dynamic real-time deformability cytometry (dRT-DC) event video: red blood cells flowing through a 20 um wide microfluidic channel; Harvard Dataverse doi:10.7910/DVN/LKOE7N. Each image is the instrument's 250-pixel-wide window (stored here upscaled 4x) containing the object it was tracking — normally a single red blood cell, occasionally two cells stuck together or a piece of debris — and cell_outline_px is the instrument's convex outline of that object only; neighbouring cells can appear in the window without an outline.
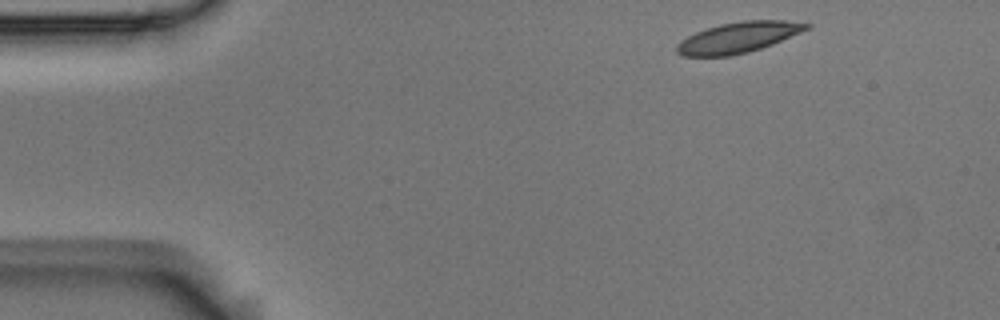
{"species": "Egyptian fruit bat (a non-hibernating species)", "species_latin": "Rousettus aegyptiacus", "temperature_condition": "room temperature", "stored_images_in_passage": 3, "camera_frame_rate_fps": 3000, "um_per_image_px": 0.085, "animal": {"sex": "male"}, "frame": {"image": 1, "passage_image": 1, "time_ms": 0.0, "image_size_px": [1000, 320], "cell_outline_px": [[812, 24], [808, 28], [800, 32], [772, 44], [748, 52], [728, 56], [684, 56], [676, 52], [676, 44], [680, 40], [696, 32], [720, 24], [744, 20], [784, 20]], "centroid_in_image_um": [62.72, 3.18], "position_along_channel_um": 22.3, "area_um2": 22.95}}
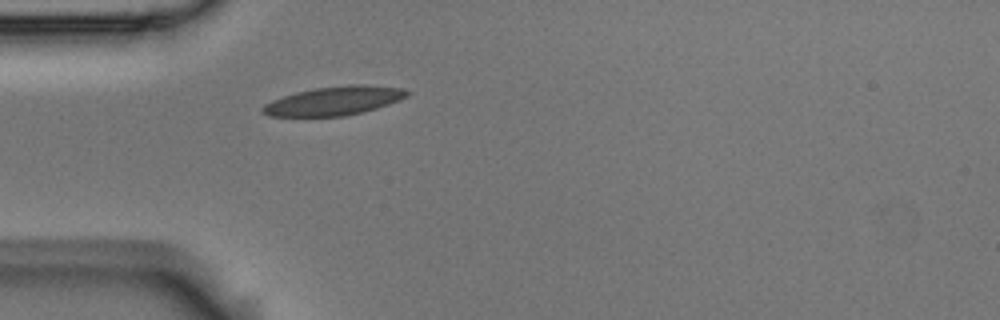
{"frame": {"image": 2, "passage_image": 3, "time_ms": 0.667, "image_size_px": [1000, 320], "cell_outline_px": [[412, 92], [408, 96], [400, 100], [376, 108], [344, 116], [268, 116], [260, 112], [260, 108], [264, 104], [272, 100], [296, 92], [316, 88], [348, 84], [364, 84], [404, 88]], "centroid_in_image_um": [28.41, 8.56], "position_along_channel_um": 56.6, "area_um2": 24.33}}